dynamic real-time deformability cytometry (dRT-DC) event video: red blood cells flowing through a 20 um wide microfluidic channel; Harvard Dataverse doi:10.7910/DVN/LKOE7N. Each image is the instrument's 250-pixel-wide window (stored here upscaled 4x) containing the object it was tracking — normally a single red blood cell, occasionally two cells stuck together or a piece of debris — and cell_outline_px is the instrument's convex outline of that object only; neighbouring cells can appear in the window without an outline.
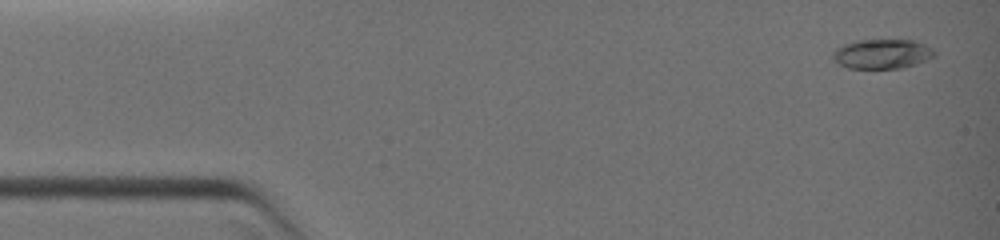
{"species": "common noctule bat (a hibernating species)", "species_latin": "Nyctalus noctula", "temperature_condition": "warm", "stored_images_in_passage": 4, "camera_frame_rate_fps": 3000, "um_per_image_px": 0.085, "animal": {"sex": "female", "body_mass_g": 19.0, "forearm_length_mm": 51.5}, "frame": {"image": 1, "passage_image": 1, "time_ms": 0.0, "image_size_px": [1000, 240], "cell_outline_px": [[936, 56], [916, 64], [900, 68], [848, 68], [836, 64], [832, 56], [832, 52], [836, 48], [844, 44], [856, 40], [912, 40], [924, 44], [932, 48], [936, 52]], "centroid_in_image_um": [74.96, 4.58], "position_along_channel_um": 10.0, "area_um2": 17.63}}